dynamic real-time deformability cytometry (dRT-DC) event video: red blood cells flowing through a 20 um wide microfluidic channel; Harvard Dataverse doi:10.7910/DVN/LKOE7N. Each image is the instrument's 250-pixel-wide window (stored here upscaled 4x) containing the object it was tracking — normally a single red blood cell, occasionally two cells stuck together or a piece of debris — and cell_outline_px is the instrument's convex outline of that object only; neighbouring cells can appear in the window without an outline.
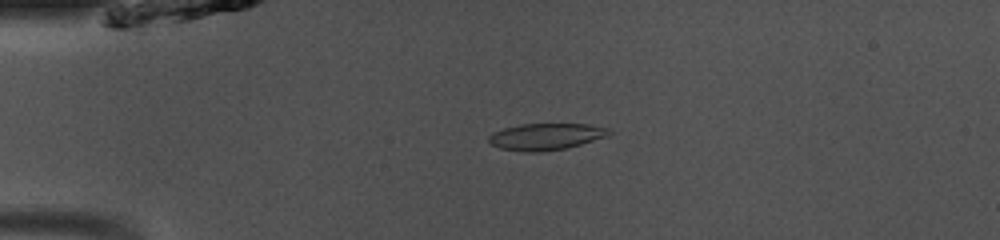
{"species": "common noctule bat (a hibernating species)", "species_latin": "Nyctalus noctula", "temperature_condition": "room temperature", "stored_images_in_passage": 49, "camera_frame_rate_fps": 3000, "um_per_image_px": 0.085, "animal": {"sex": "male", "body_mass_g": 13.0, "forearm_length_mm": 53.1}, "frame": {"image": 1, "passage_image": 12, "time_ms": 3.667, "image_size_px": [1000, 240], "cell_outline_px": [[612, 132], [608, 136], [568, 148], [540, 152], [528, 152], [500, 148], [492, 144], [488, 140], [488, 136], [492, 132], [504, 128], [520, 124], [588, 124], [608, 128]], "centroid_in_image_um": [46.41, 11.61], "position_along_channel_um": 38.6, "area_um2": 18.73}}
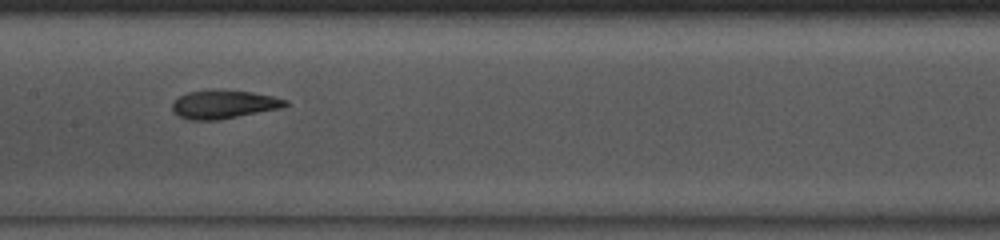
{"frame": {"image": 2, "passage_image": 25, "time_ms": 8.0, "image_size_px": [1000, 240], "cell_outline_px": [[288, 104], [280, 108], [216, 120], [188, 120], [180, 116], [172, 108], [172, 104], [180, 96], [188, 92], [212, 88], [252, 92], [272, 96], [288, 100]], "centroid_in_image_um": [19.01, 8.84], "position_along_channel_um": 188.4, "area_um2": 18.67}}
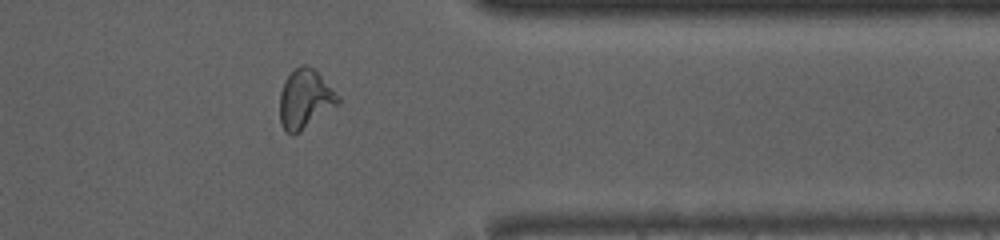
{"frame": {"image": 3, "passage_image": 40, "time_ms": 13.0, "image_size_px": [1000, 240], "cell_outline_px": [[340, 104], [300, 132], [284, 132], [280, 124], [280, 92], [284, 80], [296, 68], [304, 64], [308, 64], [340, 96]], "centroid_in_image_um": [25.93, 8.44], "position_along_channel_um": 385.5, "area_um2": 20.0}, "authors_computed_cell_mechanics": {"area_um2": 19.363, "velocity_mm_per_s": 4.1181, "shape_relaxation_time_tau1_ms": 3.9001, "shape_relaxation_time_tau2_ms": 1.5536, "deformation_change_tau1": 0.1628, "deformation_change_tau2": 0.0793}}